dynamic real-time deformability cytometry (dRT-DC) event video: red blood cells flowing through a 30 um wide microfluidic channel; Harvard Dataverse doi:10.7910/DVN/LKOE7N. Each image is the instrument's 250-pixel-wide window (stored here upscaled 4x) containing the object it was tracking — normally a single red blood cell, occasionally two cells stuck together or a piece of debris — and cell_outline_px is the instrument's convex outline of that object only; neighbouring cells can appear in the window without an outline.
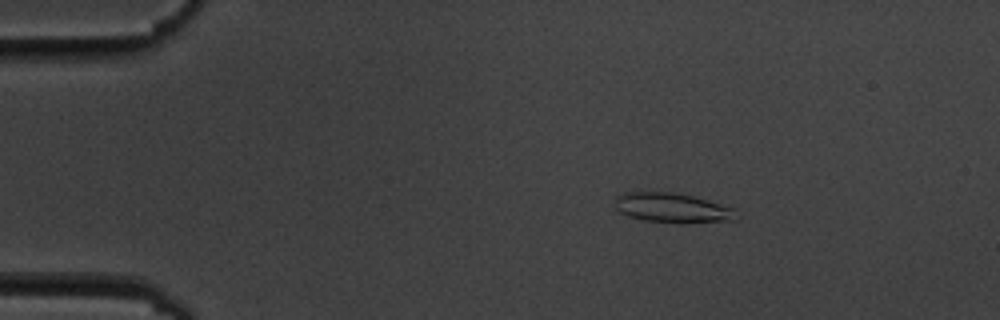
{"species": "common noctule bat (a hibernating species)", "species_latin": "Nyctalus noctula", "temperature_condition": "cold", "stored_images_in_passage": 5, "camera_frame_rate_fps": 3000, "um_per_image_px": 0.085, "animal": {"sex": "male", "body_mass_g": 19.5, "forearm_length_mm": 54.6}, "frame": {"image": 1, "passage_image": 2, "time_ms": 1.333, "image_size_px": [1000, 320], "cell_outline_px": [[740, 216], [736, 220], [688, 224], [680, 224], [644, 220], [628, 216], [616, 212], [616, 196], [624, 192], [672, 192], [692, 196], [732, 208]], "centroid_in_image_um": [57.14, 17.7], "position_along_channel_um": 27.9, "area_um2": 21.27}}